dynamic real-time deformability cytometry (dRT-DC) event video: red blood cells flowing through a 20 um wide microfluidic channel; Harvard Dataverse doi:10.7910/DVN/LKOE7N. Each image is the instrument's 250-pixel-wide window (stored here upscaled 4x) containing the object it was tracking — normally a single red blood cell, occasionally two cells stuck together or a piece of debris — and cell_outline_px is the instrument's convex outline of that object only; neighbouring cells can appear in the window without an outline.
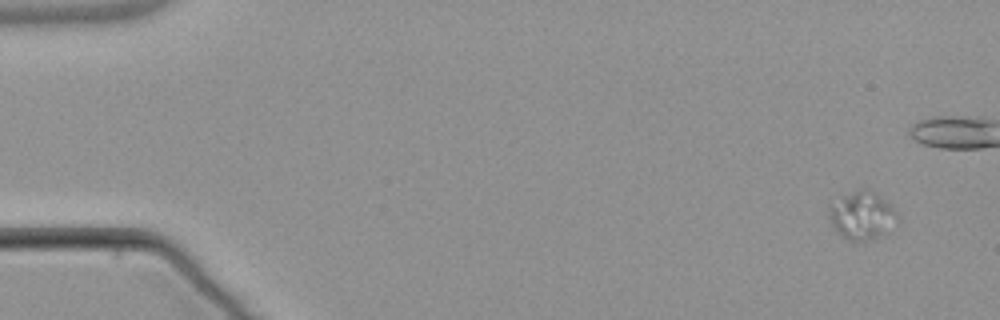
{"species": "common noctule bat (a hibernating species)", "species_latin": "Nyctalus noctula", "temperature_condition": "warm", "stored_images_in_passage": 8, "camera_frame_rate_fps": 3000, "um_per_image_px": 0.085, "animal": {"sex": "male", "body_mass_g": 21.5, "forearm_length_mm": 52.0}, "frame": {"image": 1, "passage_image": 1, "time_ms": 0.0, "image_size_px": [1000, 320], "cell_outline_px": [[896, 216], [884, 232], [880, 236], [872, 240], [848, 240], [832, 224], [828, 212], [828, 204], [860, 188], [868, 188], [880, 196], [896, 212]], "centroid_in_image_um": [73.2, 18.28], "position_along_channel_um": 11.8, "area_um2": 18.26}}
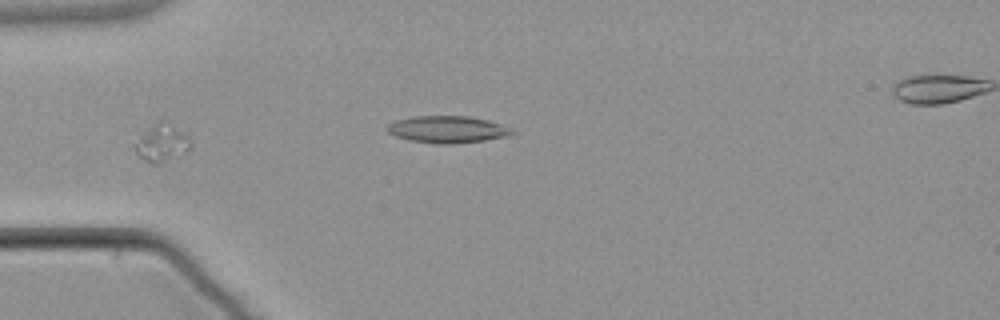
{"frame": {"image": 2, "passage_image": 5, "time_ms": 5.333, "image_size_px": [1000, 320], "cell_outline_px": [[192, 148], [160, 164], [148, 164], [136, 152], [136, 144], [140, 136], [160, 120], [164, 120], [188, 136], [192, 140]], "centroid_in_image_um": [13.79, 12.18], "position_along_channel_um": 71.2, "area_um2": 11.79}}
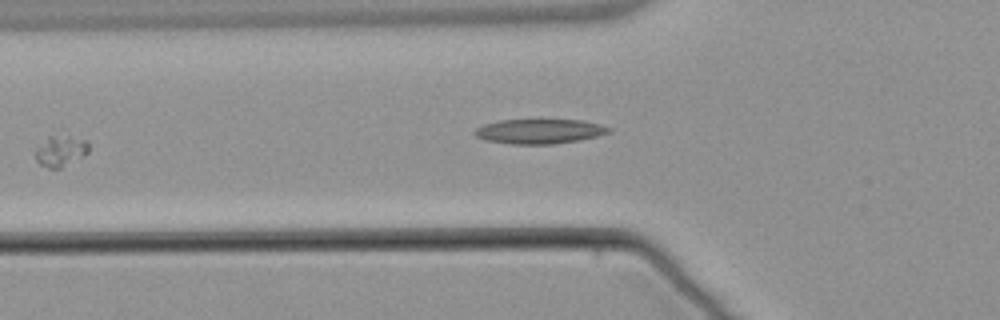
{"frame": {"image": 3, "passage_image": 6, "time_ms": 6.667, "image_size_px": [1000, 320], "cell_outline_px": [[88, 152], [60, 168], [48, 168], [40, 164], [36, 160], [36, 148], [48, 136], [60, 128], [64, 128], [88, 140]], "centroid_in_image_um": [5.19, 12.65], "position_along_channel_um": 120.6, "area_um2": 10.52}}